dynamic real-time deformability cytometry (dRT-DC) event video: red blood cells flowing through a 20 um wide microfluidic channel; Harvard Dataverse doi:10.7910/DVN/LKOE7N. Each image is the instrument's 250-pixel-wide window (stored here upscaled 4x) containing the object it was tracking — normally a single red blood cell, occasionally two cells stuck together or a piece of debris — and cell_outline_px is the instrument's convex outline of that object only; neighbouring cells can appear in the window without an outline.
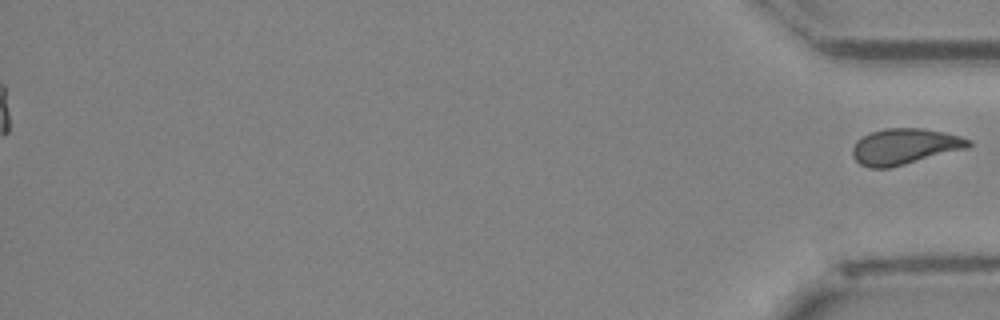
{"species": "Egyptian fruit bat (a non-hibernating species)", "species_latin": "Rousettus aegyptiacus", "temperature_condition": "cold", "stored_images_in_passage": 51, "segment_of_instrument_passage": [2, 2], "camera_frame_rate_fps": 3000, "um_per_image_px": 0.085, "animal": {"sex": "female"}, "frame": {"image": 1, "passage_image": 51, "time_ms": 16.667, "image_size_px": [1000, 320], "cell_outline_px": [[972, 144], [968, 148], [888, 168], [868, 168], [860, 164], [852, 156], [852, 148], [856, 140], [872, 132], [884, 128], [920, 128], [944, 132], [960, 136], [972, 140]], "centroid_in_image_um": [76.89, 12.45], "position_along_channel_um": 358.3, "area_um2": 24.22}}